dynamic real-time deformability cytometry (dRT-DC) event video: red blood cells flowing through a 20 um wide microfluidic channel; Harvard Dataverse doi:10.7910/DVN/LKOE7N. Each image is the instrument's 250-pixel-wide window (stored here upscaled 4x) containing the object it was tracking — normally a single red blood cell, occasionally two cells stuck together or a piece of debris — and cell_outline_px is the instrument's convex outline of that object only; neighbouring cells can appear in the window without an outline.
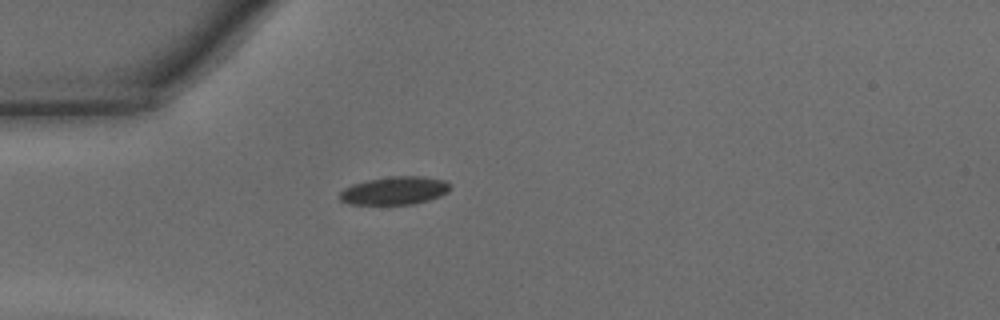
{"species": "common noctule bat (a hibernating species)", "species_latin": "Nyctalus noctula", "temperature_condition": "warm", "stored_images_in_passage": 31, "camera_frame_rate_fps": 3000, "um_per_image_px": 0.085, "animal": {"sex": "male", "body_mass_g": 15.6}, "frame": {"image": 1, "passage_image": 1, "time_ms": 0.0, "image_size_px": [1000, 320], "cell_outline_px": [[448, 192], [440, 196], [428, 200], [412, 204], [348, 204], [340, 200], [340, 192], [344, 188], [352, 184], [368, 180], [392, 176], [424, 176], [444, 180], [448, 184]], "centroid_in_image_um": [33.52, 16.2], "position_along_channel_um": 51.5, "area_um2": 17.92}}
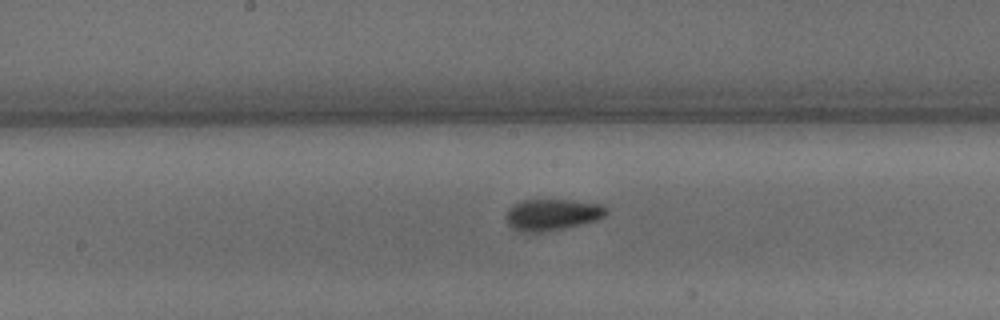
{"frame": {"image": 2, "passage_image": 12, "time_ms": 3.667, "image_size_px": [1000, 320], "cell_outline_px": [[608, 212], [604, 216], [596, 220], [564, 228], [544, 232], [520, 232], [512, 228], [508, 224], [504, 216], [508, 208], [512, 204], [520, 200], [572, 200], [600, 204], [608, 208]], "centroid_in_image_um": [46.88, 18.24], "position_along_channel_um": 201.3, "area_um2": 18.55}}
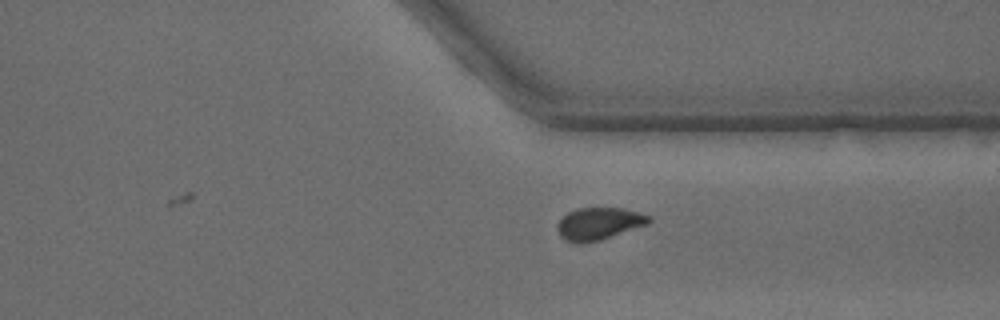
{"frame": {"image": 3, "passage_image": 23, "time_ms": 7.333, "image_size_px": [1000, 320], "cell_outline_px": [[652, 220], [648, 224], [600, 240], [580, 244], [564, 240], [560, 236], [556, 228], [556, 224], [568, 212], [576, 208], [624, 208], [648, 216]], "centroid_in_image_um": [50.86, 19.02], "position_along_channel_um": 360.5, "area_um2": 17.17}, "authors_computed_cell_mechanics": {"area_um2": 17.3978, "velocity_mm_per_s": 4.3479, "shape_relaxation_time_tau1_ms": 2.2488, "shape_relaxation_time_tau2_ms": 1.1051, "deformation_change_tau1": 0.1154, "deformation_change_tau2": 0.0648}}